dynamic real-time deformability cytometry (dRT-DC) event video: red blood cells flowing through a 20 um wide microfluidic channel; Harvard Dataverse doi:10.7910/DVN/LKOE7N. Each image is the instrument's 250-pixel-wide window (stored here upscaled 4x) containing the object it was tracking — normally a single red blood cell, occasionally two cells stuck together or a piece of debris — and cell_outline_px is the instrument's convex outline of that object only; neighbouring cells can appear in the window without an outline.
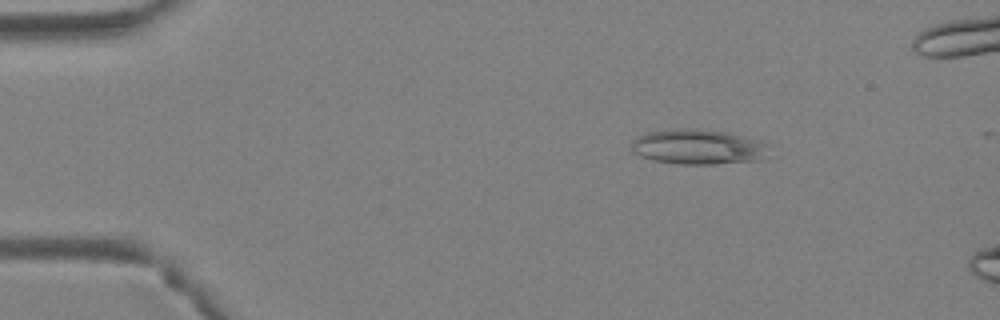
{"species": "Egyptian fruit bat (a non-hibernating species)", "species_latin": "Rousettus aegyptiacus", "temperature_condition": "warm", "stored_images_in_passage": 4, "camera_frame_rate_fps": 3000, "um_per_image_px": 0.085, "animal": {"sex": "female"}, "frame": {"image": 1, "passage_image": 2, "time_ms": 0.333, "image_size_px": [1000, 320], "cell_outline_px": [[768, 144], [764, 156], [756, 160], [712, 164], [680, 164], [652, 160], [640, 156], [632, 152], [632, 140], [636, 136], [648, 132], [676, 128], [696, 128], [728, 132], [764, 140]], "centroid_in_image_um": [59.31, 12.46], "position_along_channel_um": 25.7, "area_um2": 28.32}}